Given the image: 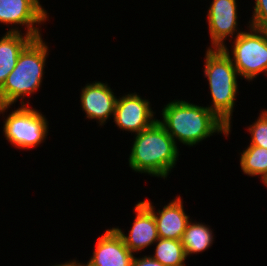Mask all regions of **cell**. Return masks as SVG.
Listing matches in <instances>:
<instances>
[{
    "label": "cell",
    "mask_w": 267,
    "mask_h": 266,
    "mask_svg": "<svg viewBox=\"0 0 267 266\" xmlns=\"http://www.w3.org/2000/svg\"><path fill=\"white\" fill-rule=\"evenodd\" d=\"M48 48L41 36L33 38L21 51L15 68L0 87V114L4 115L20 98L21 105H29L24 99L41 86Z\"/></svg>",
    "instance_id": "cell-3"
},
{
    "label": "cell",
    "mask_w": 267,
    "mask_h": 266,
    "mask_svg": "<svg viewBox=\"0 0 267 266\" xmlns=\"http://www.w3.org/2000/svg\"><path fill=\"white\" fill-rule=\"evenodd\" d=\"M46 117L30 105H21L4 121V137L20 149H32L44 142L48 134Z\"/></svg>",
    "instance_id": "cell-6"
},
{
    "label": "cell",
    "mask_w": 267,
    "mask_h": 266,
    "mask_svg": "<svg viewBox=\"0 0 267 266\" xmlns=\"http://www.w3.org/2000/svg\"><path fill=\"white\" fill-rule=\"evenodd\" d=\"M213 231L204 223H195L192 220L188 223L183 237L182 245L185 250L186 257L191 254L202 253L212 246L214 241Z\"/></svg>",
    "instance_id": "cell-15"
},
{
    "label": "cell",
    "mask_w": 267,
    "mask_h": 266,
    "mask_svg": "<svg viewBox=\"0 0 267 266\" xmlns=\"http://www.w3.org/2000/svg\"><path fill=\"white\" fill-rule=\"evenodd\" d=\"M134 258L123 238L112 227L107 229L96 242L89 262L94 266H131Z\"/></svg>",
    "instance_id": "cell-13"
},
{
    "label": "cell",
    "mask_w": 267,
    "mask_h": 266,
    "mask_svg": "<svg viewBox=\"0 0 267 266\" xmlns=\"http://www.w3.org/2000/svg\"><path fill=\"white\" fill-rule=\"evenodd\" d=\"M141 202L153 213L159 238L182 240L184 231L191 219L184 210L180 195L157 212L150 200Z\"/></svg>",
    "instance_id": "cell-12"
},
{
    "label": "cell",
    "mask_w": 267,
    "mask_h": 266,
    "mask_svg": "<svg viewBox=\"0 0 267 266\" xmlns=\"http://www.w3.org/2000/svg\"><path fill=\"white\" fill-rule=\"evenodd\" d=\"M47 14L39 0H0V23L24 25L33 38L41 37L37 24L48 20Z\"/></svg>",
    "instance_id": "cell-8"
},
{
    "label": "cell",
    "mask_w": 267,
    "mask_h": 266,
    "mask_svg": "<svg viewBox=\"0 0 267 266\" xmlns=\"http://www.w3.org/2000/svg\"><path fill=\"white\" fill-rule=\"evenodd\" d=\"M149 100L142 99L136 92L119 97L115 106L113 122L121 130L138 134L156 120Z\"/></svg>",
    "instance_id": "cell-7"
},
{
    "label": "cell",
    "mask_w": 267,
    "mask_h": 266,
    "mask_svg": "<svg viewBox=\"0 0 267 266\" xmlns=\"http://www.w3.org/2000/svg\"><path fill=\"white\" fill-rule=\"evenodd\" d=\"M248 31L235 37L233 54L230 55L226 46L222 49L229 55L238 75L252 81L260 73L267 74V32L252 26Z\"/></svg>",
    "instance_id": "cell-5"
},
{
    "label": "cell",
    "mask_w": 267,
    "mask_h": 266,
    "mask_svg": "<svg viewBox=\"0 0 267 266\" xmlns=\"http://www.w3.org/2000/svg\"><path fill=\"white\" fill-rule=\"evenodd\" d=\"M252 20L248 23L256 29L267 32V0H255Z\"/></svg>",
    "instance_id": "cell-19"
},
{
    "label": "cell",
    "mask_w": 267,
    "mask_h": 266,
    "mask_svg": "<svg viewBox=\"0 0 267 266\" xmlns=\"http://www.w3.org/2000/svg\"><path fill=\"white\" fill-rule=\"evenodd\" d=\"M77 266H94L93 264H91L89 261L87 262V264L85 263V264H82V263H78V261H77Z\"/></svg>",
    "instance_id": "cell-22"
},
{
    "label": "cell",
    "mask_w": 267,
    "mask_h": 266,
    "mask_svg": "<svg viewBox=\"0 0 267 266\" xmlns=\"http://www.w3.org/2000/svg\"><path fill=\"white\" fill-rule=\"evenodd\" d=\"M134 212L136 217L128 235L119 227H113L132 253L144 250L159 239L153 213L141 201L136 204Z\"/></svg>",
    "instance_id": "cell-11"
},
{
    "label": "cell",
    "mask_w": 267,
    "mask_h": 266,
    "mask_svg": "<svg viewBox=\"0 0 267 266\" xmlns=\"http://www.w3.org/2000/svg\"><path fill=\"white\" fill-rule=\"evenodd\" d=\"M204 75L210 88L212 105L208 108L228 127L238 93L237 77L229 55L221 48H207Z\"/></svg>",
    "instance_id": "cell-4"
},
{
    "label": "cell",
    "mask_w": 267,
    "mask_h": 266,
    "mask_svg": "<svg viewBox=\"0 0 267 266\" xmlns=\"http://www.w3.org/2000/svg\"><path fill=\"white\" fill-rule=\"evenodd\" d=\"M236 2V0H213L212 4H210L207 11V21L212 45L209 48L222 49L226 46L227 37L228 39L235 38L243 32H239L237 27L238 6ZM234 34L236 35L235 37H233Z\"/></svg>",
    "instance_id": "cell-9"
},
{
    "label": "cell",
    "mask_w": 267,
    "mask_h": 266,
    "mask_svg": "<svg viewBox=\"0 0 267 266\" xmlns=\"http://www.w3.org/2000/svg\"><path fill=\"white\" fill-rule=\"evenodd\" d=\"M155 253L150 255L163 266H185L186 254L181 240L159 238L156 242Z\"/></svg>",
    "instance_id": "cell-17"
},
{
    "label": "cell",
    "mask_w": 267,
    "mask_h": 266,
    "mask_svg": "<svg viewBox=\"0 0 267 266\" xmlns=\"http://www.w3.org/2000/svg\"><path fill=\"white\" fill-rule=\"evenodd\" d=\"M53 266H77V261L75 259H73L72 261H68L65 263H61V264H57V265H53Z\"/></svg>",
    "instance_id": "cell-21"
},
{
    "label": "cell",
    "mask_w": 267,
    "mask_h": 266,
    "mask_svg": "<svg viewBox=\"0 0 267 266\" xmlns=\"http://www.w3.org/2000/svg\"><path fill=\"white\" fill-rule=\"evenodd\" d=\"M131 266H163L159 261L153 259L150 255L133 258Z\"/></svg>",
    "instance_id": "cell-20"
},
{
    "label": "cell",
    "mask_w": 267,
    "mask_h": 266,
    "mask_svg": "<svg viewBox=\"0 0 267 266\" xmlns=\"http://www.w3.org/2000/svg\"><path fill=\"white\" fill-rule=\"evenodd\" d=\"M18 28L19 26L9 28L0 39V87L15 68L21 51L33 39Z\"/></svg>",
    "instance_id": "cell-14"
},
{
    "label": "cell",
    "mask_w": 267,
    "mask_h": 266,
    "mask_svg": "<svg viewBox=\"0 0 267 266\" xmlns=\"http://www.w3.org/2000/svg\"><path fill=\"white\" fill-rule=\"evenodd\" d=\"M134 137L128 158L129 167L138 173L167 178L176 165L179 150L165 127L156 120Z\"/></svg>",
    "instance_id": "cell-2"
},
{
    "label": "cell",
    "mask_w": 267,
    "mask_h": 266,
    "mask_svg": "<svg viewBox=\"0 0 267 266\" xmlns=\"http://www.w3.org/2000/svg\"><path fill=\"white\" fill-rule=\"evenodd\" d=\"M117 99L108 84L101 81L87 83L80 95L81 107L86 113V119H96L99 126L105 125L110 116L114 117Z\"/></svg>",
    "instance_id": "cell-10"
},
{
    "label": "cell",
    "mask_w": 267,
    "mask_h": 266,
    "mask_svg": "<svg viewBox=\"0 0 267 266\" xmlns=\"http://www.w3.org/2000/svg\"><path fill=\"white\" fill-rule=\"evenodd\" d=\"M158 120L173 140L194 146L215 133L226 137L232 127L222 122L207 106H199L185 100H173L162 109Z\"/></svg>",
    "instance_id": "cell-1"
},
{
    "label": "cell",
    "mask_w": 267,
    "mask_h": 266,
    "mask_svg": "<svg viewBox=\"0 0 267 266\" xmlns=\"http://www.w3.org/2000/svg\"><path fill=\"white\" fill-rule=\"evenodd\" d=\"M258 119L248 127L251 134L248 146L267 148V110L263 109Z\"/></svg>",
    "instance_id": "cell-18"
},
{
    "label": "cell",
    "mask_w": 267,
    "mask_h": 266,
    "mask_svg": "<svg viewBox=\"0 0 267 266\" xmlns=\"http://www.w3.org/2000/svg\"><path fill=\"white\" fill-rule=\"evenodd\" d=\"M240 167L247 176H260L264 183L267 180V148L248 146L240 156Z\"/></svg>",
    "instance_id": "cell-16"
}]
</instances>
